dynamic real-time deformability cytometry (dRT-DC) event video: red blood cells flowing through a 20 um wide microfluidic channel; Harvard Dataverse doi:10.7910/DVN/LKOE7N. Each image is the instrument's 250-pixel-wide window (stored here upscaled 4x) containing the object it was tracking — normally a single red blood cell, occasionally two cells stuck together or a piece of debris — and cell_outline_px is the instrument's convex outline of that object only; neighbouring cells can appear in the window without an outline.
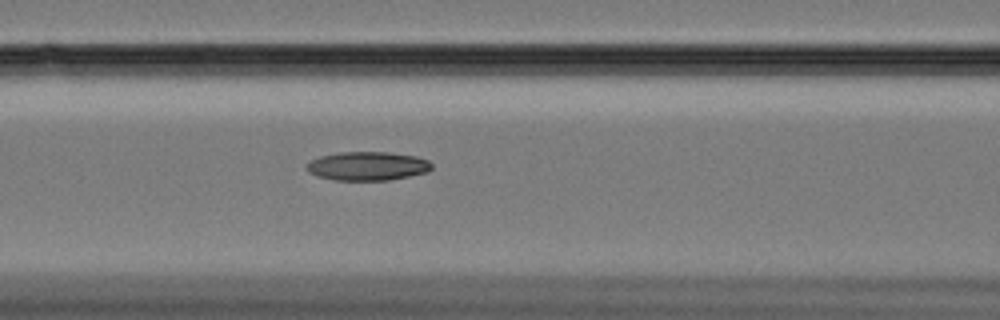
{"species": "Egyptian fruit bat (a non-hibernating species)", "species_latin": "Rousettus aegyptiacus", "temperature_condition": "cold", "stored_images_in_passage": 43, "camera_frame_rate_fps": 3000, "um_per_image_px": 0.085, "animal": {"sex": "female"}, "frame": {"image": 1, "passage_image": 13, "time_ms": 4.0, "image_size_px": [1000, 320], "cell_outline_px": [[432, 168], [424, 172], [384, 180], [336, 180], [320, 176], [312, 172], [308, 168], [308, 164], [312, 160], [320, 156], [344, 152], [384, 152], [412, 156], [428, 160], [432, 164]], "centroid_in_image_um": [31.24, 14.1], "position_along_channel_um": 135.4, "area_um2": 20.11}}
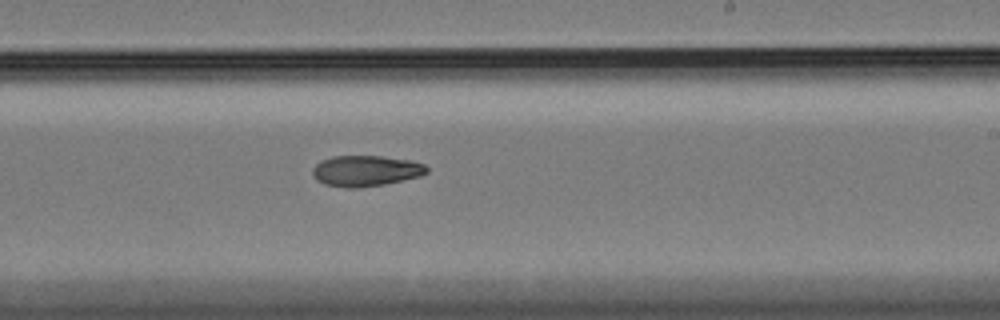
{"frame": {"image": 2, "passage_image": 24, "time_ms": 7.667, "image_size_px": [1000, 320], "cell_outline_px": [[428, 172], [420, 176], [384, 184], [328, 184], [320, 180], [312, 172], [312, 168], [316, 164], [332, 156], [380, 156], [408, 160], [424, 164], [428, 168]], "centroid_in_image_um": [31.18, 14.45], "position_along_channel_um": 257.8, "area_um2": 19.13}}
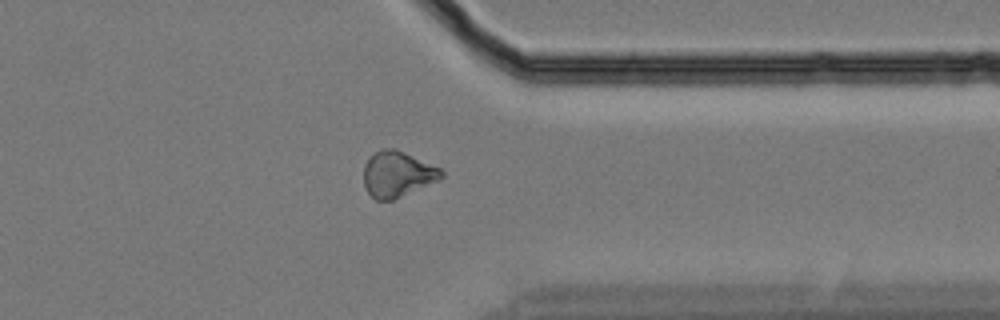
{"frame": {"image": 3, "passage_image": 35, "time_ms": 11.333, "image_size_px": [1000, 320], "cell_outline_px": [[444, 176], [436, 180], [392, 200], [376, 200], [368, 192], [364, 184], [364, 168], [368, 160], [376, 152], [384, 148], [396, 148], [440, 168], [444, 172]], "centroid_in_image_um": [33.77, 14.79], "position_along_channel_um": 377.6, "area_um2": 20.17}}